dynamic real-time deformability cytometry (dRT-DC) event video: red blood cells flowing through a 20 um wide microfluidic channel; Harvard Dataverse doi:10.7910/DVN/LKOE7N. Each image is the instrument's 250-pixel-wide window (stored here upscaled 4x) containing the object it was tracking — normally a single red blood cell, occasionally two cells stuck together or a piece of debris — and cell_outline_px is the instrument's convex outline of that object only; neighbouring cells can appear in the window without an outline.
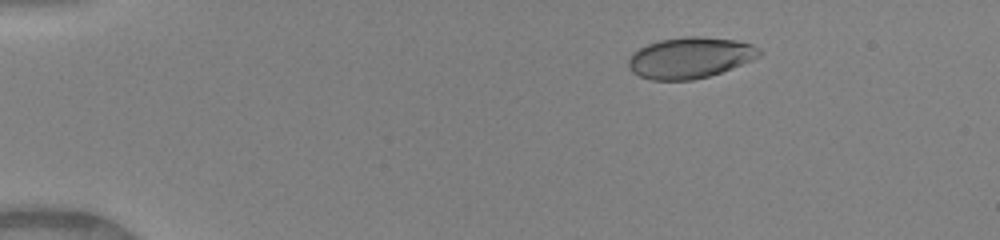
{"species": "human", "species_latin": "Homo sapiens", "temperature_condition": "warm", "stored_images_in_passage": 43, "camera_frame_rate_fps": 3000, "um_per_image_px": 0.085, "donor": {"sex": "female"}, "frame": {"image": 1, "passage_image": 2, "time_ms": 0.333, "image_size_px": [1000, 240], "cell_outline_px": [[764, 52], [760, 56], [752, 60], [732, 68], [708, 76], [692, 80], [652, 80], [640, 76], [632, 72], [628, 68], [628, 60], [632, 52], [648, 44], [660, 40], [684, 36], [696, 36], [736, 40], [752, 44], [760, 48]], "centroid_in_image_um": [58.66, 4.9], "position_along_channel_um": 26.3, "area_um2": 31.39}}
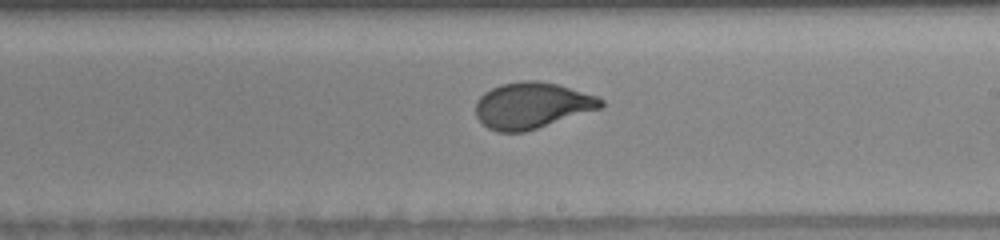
{"frame": {"image": 2, "passage_image": 24, "time_ms": 7.667, "image_size_px": [1000, 240], "cell_outline_px": [[604, 104], [600, 108], [524, 132], [496, 132], [488, 128], [476, 116], [476, 100], [484, 92], [500, 84], [524, 80], [536, 80], [556, 84], [596, 96], [604, 100]], "centroid_in_image_um": [45.17, 8.96], "position_along_channel_um": 243.8, "area_um2": 33.35}}
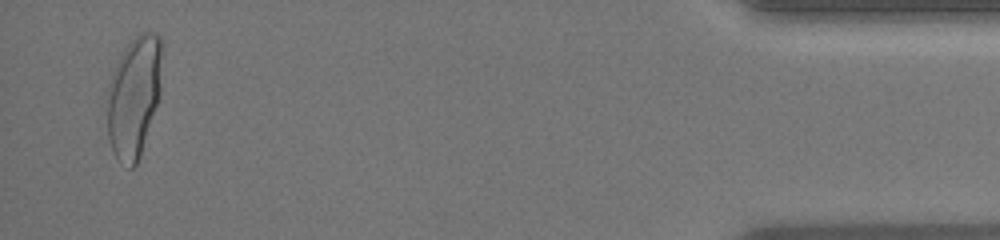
{"frame": {"image": 3, "passage_image": 42, "time_ms": 13.667, "image_size_px": [1000, 240], "cell_outline_px": [[164, 44], [160, 96], [140, 156], [136, 164], [132, 168], [128, 168], [120, 164], [112, 152], [108, 136], [104, 100], [108, 84], [112, 72], [120, 56], [128, 44], [140, 32], [152, 32], [160, 36]], "centroid_in_image_um": [11.38, 8.21], "position_along_channel_um": 423.8, "area_um2": 40.11}, "authors_computed_cell_mechanics": {"area_um2": 33.4084, "velocity_mm_per_s": 4.1422, "shape_relaxation_time_tau1_ms": 5.1035, "shape_relaxation_time_tau2_ms": null, "deformation_change_tau1": 0.1938, "deformation_change_tau2": null}}